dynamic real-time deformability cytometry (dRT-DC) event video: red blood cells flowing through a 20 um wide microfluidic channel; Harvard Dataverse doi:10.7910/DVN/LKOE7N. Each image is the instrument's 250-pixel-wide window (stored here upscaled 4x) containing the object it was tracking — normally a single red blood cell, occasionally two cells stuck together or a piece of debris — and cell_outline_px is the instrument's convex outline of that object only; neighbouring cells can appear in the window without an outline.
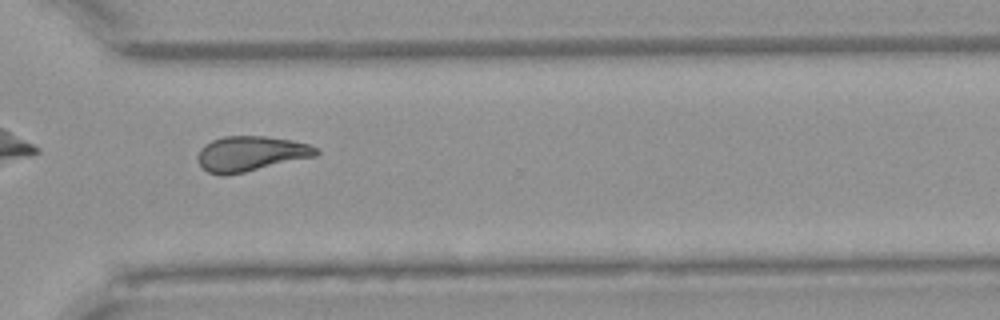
{"species": "Egyptian fruit bat (a non-hibernating species)", "species_latin": "Rousettus aegyptiacus", "temperature_condition": "warm", "stored_images_in_passage": 22, "camera_frame_rate_fps": 3000, "um_per_image_px": 0.085, "animal": {"sex": "female"}, "frame": {"image": 1, "passage_image": 19, "time_ms": 6.0, "image_size_px": [1000, 320], "cell_outline_px": [[320, 152], [316, 156], [244, 172], [224, 176], [220, 176], [208, 172], [196, 160], [196, 156], [200, 148], [204, 144], [212, 140], [224, 136], [268, 136], [292, 140], [308, 144], [316, 148]], "centroid_in_image_um": [21.27, 13.06], "position_along_channel_um": 349.3, "area_um2": 24.33}}